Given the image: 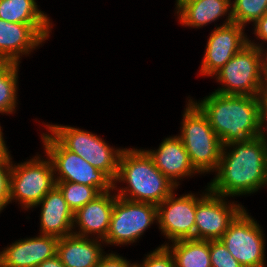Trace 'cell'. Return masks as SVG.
<instances>
[{
    "label": "cell",
    "mask_w": 267,
    "mask_h": 267,
    "mask_svg": "<svg viewBox=\"0 0 267 267\" xmlns=\"http://www.w3.org/2000/svg\"><path fill=\"white\" fill-rule=\"evenodd\" d=\"M220 240L242 267H266L263 230L247 210L235 218Z\"/></svg>",
    "instance_id": "obj_10"
},
{
    "label": "cell",
    "mask_w": 267,
    "mask_h": 267,
    "mask_svg": "<svg viewBox=\"0 0 267 267\" xmlns=\"http://www.w3.org/2000/svg\"><path fill=\"white\" fill-rule=\"evenodd\" d=\"M214 172L208 183L211 193L224 197L255 193L267 185V145L258 137L224 145Z\"/></svg>",
    "instance_id": "obj_1"
},
{
    "label": "cell",
    "mask_w": 267,
    "mask_h": 267,
    "mask_svg": "<svg viewBox=\"0 0 267 267\" xmlns=\"http://www.w3.org/2000/svg\"><path fill=\"white\" fill-rule=\"evenodd\" d=\"M115 194L114 207L105 245H128L140 238L155 221L157 206L150 203L135 202Z\"/></svg>",
    "instance_id": "obj_9"
},
{
    "label": "cell",
    "mask_w": 267,
    "mask_h": 267,
    "mask_svg": "<svg viewBox=\"0 0 267 267\" xmlns=\"http://www.w3.org/2000/svg\"><path fill=\"white\" fill-rule=\"evenodd\" d=\"M12 157L8 151L0 157V212L9 204V185Z\"/></svg>",
    "instance_id": "obj_28"
},
{
    "label": "cell",
    "mask_w": 267,
    "mask_h": 267,
    "mask_svg": "<svg viewBox=\"0 0 267 267\" xmlns=\"http://www.w3.org/2000/svg\"><path fill=\"white\" fill-rule=\"evenodd\" d=\"M0 19L21 24H52L36 0H0Z\"/></svg>",
    "instance_id": "obj_22"
},
{
    "label": "cell",
    "mask_w": 267,
    "mask_h": 267,
    "mask_svg": "<svg viewBox=\"0 0 267 267\" xmlns=\"http://www.w3.org/2000/svg\"><path fill=\"white\" fill-rule=\"evenodd\" d=\"M231 4L232 21L243 27L267 13V0H234Z\"/></svg>",
    "instance_id": "obj_25"
},
{
    "label": "cell",
    "mask_w": 267,
    "mask_h": 267,
    "mask_svg": "<svg viewBox=\"0 0 267 267\" xmlns=\"http://www.w3.org/2000/svg\"><path fill=\"white\" fill-rule=\"evenodd\" d=\"M243 26L237 23L220 25L210 34L202 59L200 74L211 76L248 44Z\"/></svg>",
    "instance_id": "obj_14"
},
{
    "label": "cell",
    "mask_w": 267,
    "mask_h": 267,
    "mask_svg": "<svg viewBox=\"0 0 267 267\" xmlns=\"http://www.w3.org/2000/svg\"><path fill=\"white\" fill-rule=\"evenodd\" d=\"M224 198L209 191L197 203L195 239L220 240L229 225L244 210V206L234 201L228 203Z\"/></svg>",
    "instance_id": "obj_12"
},
{
    "label": "cell",
    "mask_w": 267,
    "mask_h": 267,
    "mask_svg": "<svg viewBox=\"0 0 267 267\" xmlns=\"http://www.w3.org/2000/svg\"><path fill=\"white\" fill-rule=\"evenodd\" d=\"M58 237L39 235L15 241L0 251V267H37L57 253Z\"/></svg>",
    "instance_id": "obj_15"
},
{
    "label": "cell",
    "mask_w": 267,
    "mask_h": 267,
    "mask_svg": "<svg viewBox=\"0 0 267 267\" xmlns=\"http://www.w3.org/2000/svg\"><path fill=\"white\" fill-rule=\"evenodd\" d=\"M262 96L267 100V78L264 79Z\"/></svg>",
    "instance_id": "obj_35"
},
{
    "label": "cell",
    "mask_w": 267,
    "mask_h": 267,
    "mask_svg": "<svg viewBox=\"0 0 267 267\" xmlns=\"http://www.w3.org/2000/svg\"><path fill=\"white\" fill-rule=\"evenodd\" d=\"M178 20L182 26L199 28L227 16L222 25L232 23L231 0H176Z\"/></svg>",
    "instance_id": "obj_19"
},
{
    "label": "cell",
    "mask_w": 267,
    "mask_h": 267,
    "mask_svg": "<svg viewBox=\"0 0 267 267\" xmlns=\"http://www.w3.org/2000/svg\"><path fill=\"white\" fill-rule=\"evenodd\" d=\"M115 195L111 191L102 192L91 202L74 213L73 234L80 237L93 236L104 240L110 227ZM77 225V226H76ZM78 227V232L74 229Z\"/></svg>",
    "instance_id": "obj_16"
},
{
    "label": "cell",
    "mask_w": 267,
    "mask_h": 267,
    "mask_svg": "<svg viewBox=\"0 0 267 267\" xmlns=\"http://www.w3.org/2000/svg\"><path fill=\"white\" fill-rule=\"evenodd\" d=\"M266 131V132H265ZM267 100L260 95L258 108V134L257 137L267 145Z\"/></svg>",
    "instance_id": "obj_29"
},
{
    "label": "cell",
    "mask_w": 267,
    "mask_h": 267,
    "mask_svg": "<svg viewBox=\"0 0 267 267\" xmlns=\"http://www.w3.org/2000/svg\"><path fill=\"white\" fill-rule=\"evenodd\" d=\"M152 158L154 165L160 170L177 188L179 181L187 176L199 174L193 167L189 154L179 136L165 138L157 150H145Z\"/></svg>",
    "instance_id": "obj_17"
},
{
    "label": "cell",
    "mask_w": 267,
    "mask_h": 267,
    "mask_svg": "<svg viewBox=\"0 0 267 267\" xmlns=\"http://www.w3.org/2000/svg\"><path fill=\"white\" fill-rule=\"evenodd\" d=\"M133 267H175L174 257L166 246H159L146 255L142 264L133 263Z\"/></svg>",
    "instance_id": "obj_27"
},
{
    "label": "cell",
    "mask_w": 267,
    "mask_h": 267,
    "mask_svg": "<svg viewBox=\"0 0 267 267\" xmlns=\"http://www.w3.org/2000/svg\"><path fill=\"white\" fill-rule=\"evenodd\" d=\"M37 267H65V266L62 264L60 258L57 255H55L54 257L43 261Z\"/></svg>",
    "instance_id": "obj_33"
},
{
    "label": "cell",
    "mask_w": 267,
    "mask_h": 267,
    "mask_svg": "<svg viewBox=\"0 0 267 267\" xmlns=\"http://www.w3.org/2000/svg\"><path fill=\"white\" fill-rule=\"evenodd\" d=\"M56 186L63 194L68 207L75 213L79 208L85 206L97 197L100 192L95 188L85 184H78L67 181H56Z\"/></svg>",
    "instance_id": "obj_24"
},
{
    "label": "cell",
    "mask_w": 267,
    "mask_h": 267,
    "mask_svg": "<svg viewBox=\"0 0 267 267\" xmlns=\"http://www.w3.org/2000/svg\"><path fill=\"white\" fill-rule=\"evenodd\" d=\"M19 64L0 61V113L13 114L16 111Z\"/></svg>",
    "instance_id": "obj_23"
},
{
    "label": "cell",
    "mask_w": 267,
    "mask_h": 267,
    "mask_svg": "<svg viewBox=\"0 0 267 267\" xmlns=\"http://www.w3.org/2000/svg\"><path fill=\"white\" fill-rule=\"evenodd\" d=\"M46 129L67 150L79 155L91 166L104 172L113 182L115 181L123 148L110 147L101 137L71 126L46 124Z\"/></svg>",
    "instance_id": "obj_5"
},
{
    "label": "cell",
    "mask_w": 267,
    "mask_h": 267,
    "mask_svg": "<svg viewBox=\"0 0 267 267\" xmlns=\"http://www.w3.org/2000/svg\"><path fill=\"white\" fill-rule=\"evenodd\" d=\"M56 186L50 158L35 156L28 161L11 166L9 203L18 201L24 209H31Z\"/></svg>",
    "instance_id": "obj_7"
},
{
    "label": "cell",
    "mask_w": 267,
    "mask_h": 267,
    "mask_svg": "<svg viewBox=\"0 0 267 267\" xmlns=\"http://www.w3.org/2000/svg\"><path fill=\"white\" fill-rule=\"evenodd\" d=\"M41 135L46 156L53 165L56 181L85 184L95 187L100 193L114 190V182L104 172L67 150L52 134L46 132Z\"/></svg>",
    "instance_id": "obj_8"
},
{
    "label": "cell",
    "mask_w": 267,
    "mask_h": 267,
    "mask_svg": "<svg viewBox=\"0 0 267 267\" xmlns=\"http://www.w3.org/2000/svg\"><path fill=\"white\" fill-rule=\"evenodd\" d=\"M248 43L260 49L261 57H262V72L264 78H267V51H264L262 44H256L254 41L248 39Z\"/></svg>",
    "instance_id": "obj_32"
},
{
    "label": "cell",
    "mask_w": 267,
    "mask_h": 267,
    "mask_svg": "<svg viewBox=\"0 0 267 267\" xmlns=\"http://www.w3.org/2000/svg\"><path fill=\"white\" fill-rule=\"evenodd\" d=\"M210 261L212 267H242L221 240L210 241Z\"/></svg>",
    "instance_id": "obj_26"
},
{
    "label": "cell",
    "mask_w": 267,
    "mask_h": 267,
    "mask_svg": "<svg viewBox=\"0 0 267 267\" xmlns=\"http://www.w3.org/2000/svg\"><path fill=\"white\" fill-rule=\"evenodd\" d=\"M181 138L193 167L200 173L214 172L219 164L223 145L209 124L208 118L190 98L184 108Z\"/></svg>",
    "instance_id": "obj_4"
},
{
    "label": "cell",
    "mask_w": 267,
    "mask_h": 267,
    "mask_svg": "<svg viewBox=\"0 0 267 267\" xmlns=\"http://www.w3.org/2000/svg\"><path fill=\"white\" fill-rule=\"evenodd\" d=\"M254 33L259 40L267 42V13L254 23Z\"/></svg>",
    "instance_id": "obj_31"
},
{
    "label": "cell",
    "mask_w": 267,
    "mask_h": 267,
    "mask_svg": "<svg viewBox=\"0 0 267 267\" xmlns=\"http://www.w3.org/2000/svg\"><path fill=\"white\" fill-rule=\"evenodd\" d=\"M52 24H21L0 19V60L20 63L50 36Z\"/></svg>",
    "instance_id": "obj_13"
},
{
    "label": "cell",
    "mask_w": 267,
    "mask_h": 267,
    "mask_svg": "<svg viewBox=\"0 0 267 267\" xmlns=\"http://www.w3.org/2000/svg\"><path fill=\"white\" fill-rule=\"evenodd\" d=\"M213 76L223 85L214 92L225 95H262L265 78L260 49L248 43Z\"/></svg>",
    "instance_id": "obj_6"
},
{
    "label": "cell",
    "mask_w": 267,
    "mask_h": 267,
    "mask_svg": "<svg viewBox=\"0 0 267 267\" xmlns=\"http://www.w3.org/2000/svg\"><path fill=\"white\" fill-rule=\"evenodd\" d=\"M174 257L175 267H212L210 261V241L201 239H181L163 244Z\"/></svg>",
    "instance_id": "obj_21"
},
{
    "label": "cell",
    "mask_w": 267,
    "mask_h": 267,
    "mask_svg": "<svg viewBox=\"0 0 267 267\" xmlns=\"http://www.w3.org/2000/svg\"><path fill=\"white\" fill-rule=\"evenodd\" d=\"M97 267H133V263L131 264L119 254L109 253L101 258Z\"/></svg>",
    "instance_id": "obj_30"
},
{
    "label": "cell",
    "mask_w": 267,
    "mask_h": 267,
    "mask_svg": "<svg viewBox=\"0 0 267 267\" xmlns=\"http://www.w3.org/2000/svg\"><path fill=\"white\" fill-rule=\"evenodd\" d=\"M103 240L69 235L59 238L56 255L65 267H97L103 252ZM104 253V254H103Z\"/></svg>",
    "instance_id": "obj_20"
},
{
    "label": "cell",
    "mask_w": 267,
    "mask_h": 267,
    "mask_svg": "<svg viewBox=\"0 0 267 267\" xmlns=\"http://www.w3.org/2000/svg\"><path fill=\"white\" fill-rule=\"evenodd\" d=\"M204 191L200 198L193 193L176 198L173 191L157 206V224L169 241L195 239L196 205L209 192L208 186Z\"/></svg>",
    "instance_id": "obj_11"
},
{
    "label": "cell",
    "mask_w": 267,
    "mask_h": 267,
    "mask_svg": "<svg viewBox=\"0 0 267 267\" xmlns=\"http://www.w3.org/2000/svg\"><path fill=\"white\" fill-rule=\"evenodd\" d=\"M1 128L2 127L0 126V157L4 156L8 152Z\"/></svg>",
    "instance_id": "obj_34"
},
{
    "label": "cell",
    "mask_w": 267,
    "mask_h": 267,
    "mask_svg": "<svg viewBox=\"0 0 267 267\" xmlns=\"http://www.w3.org/2000/svg\"><path fill=\"white\" fill-rule=\"evenodd\" d=\"M259 98L212 92L200 102H193L206 115L224 146L257 137Z\"/></svg>",
    "instance_id": "obj_2"
},
{
    "label": "cell",
    "mask_w": 267,
    "mask_h": 267,
    "mask_svg": "<svg viewBox=\"0 0 267 267\" xmlns=\"http://www.w3.org/2000/svg\"><path fill=\"white\" fill-rule=\"evenodd\" d=\"M41 205L40 233L58 238L73 234L74 213L68 207L60 189L55 186L34 207Z\"/></svg>",
    "instance_id": "obj_18"
},
{
    "label": "cell",
    "mask_w": 267,
    "mask_h": 267,
    "mask_svg": "<svg viewBox=\"0 0 267 267\" xmlns=\"http://www.w3.org/2000/svg\"><path fill=\"white\" fill-rule=\"evenodd\" d=\"M118 182L128 185L118 189ZM175 188L177 189L156 168L145 149H123L119 157L118 175L114 181V190H119L117 196L158 206Z\"/></svg>",
    "instance_id": "obj_3"
}]
</instances>
